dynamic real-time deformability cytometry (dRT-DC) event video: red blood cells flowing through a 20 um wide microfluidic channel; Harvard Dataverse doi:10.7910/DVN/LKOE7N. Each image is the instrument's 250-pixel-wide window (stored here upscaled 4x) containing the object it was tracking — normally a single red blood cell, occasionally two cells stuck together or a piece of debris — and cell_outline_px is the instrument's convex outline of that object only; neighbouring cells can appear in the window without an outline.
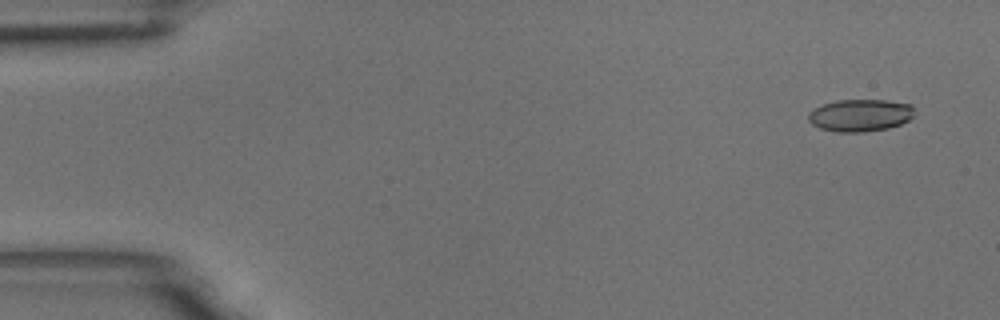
{"species": "common noctule bat (a hibernating species)", "species_latin": "Nyctalus noctula", "temperature_condition": "room temperature", "stored_images_in_passage": 5, "camera_frame_rate_fps": 3000, "um_per_image_px": 0.085, "animal": {"sex": "male", "body_mass_g": 18.8}, "frame": {"image": 1, "passage_image": 2, "time_ms": 0.333, "image_size_px": [1000, 320], "cell_outline_px": [[912, 116], [908, 120], [900, 124], [888, 128], [864, 132], [836, 132], [820, 128], [812, 124], [808, 120], [808, 112], [824, 104], [836, 100], [884, 100], [912, 104]], "centroid_in_image_um": [73.09, 9.8], "position_along_channel_um": 11.9, "area_um2": 19.83}}
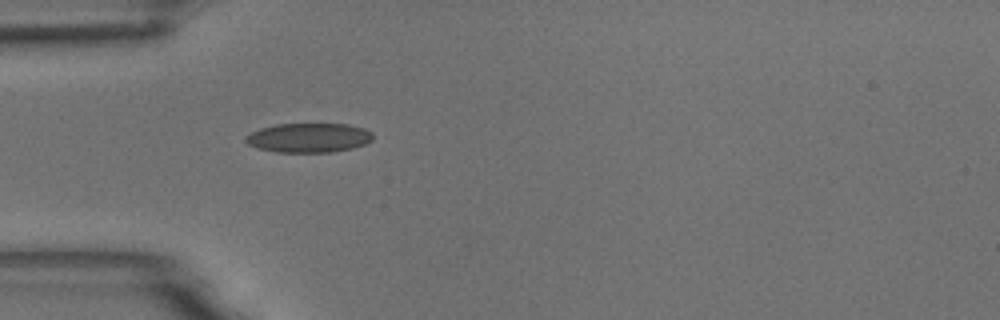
{"frame": {"image": 2, "passage_image": 5, "time_ms": 1.333, "image_size_px": [1000, 320], "cell_outline_px": [[372, 140], [364, 144], [352, 148], [332, 152], [276, 152], [260, 148], [248, 144], [244, 140], [244, 136], [260, 128], [276, 124], [348, 124], [364, 128], [372, 132]], "centroid_in_image_um": [26.24, 11.7], "position_along_channel_um": 58.8, "area_um2": 21.73}}